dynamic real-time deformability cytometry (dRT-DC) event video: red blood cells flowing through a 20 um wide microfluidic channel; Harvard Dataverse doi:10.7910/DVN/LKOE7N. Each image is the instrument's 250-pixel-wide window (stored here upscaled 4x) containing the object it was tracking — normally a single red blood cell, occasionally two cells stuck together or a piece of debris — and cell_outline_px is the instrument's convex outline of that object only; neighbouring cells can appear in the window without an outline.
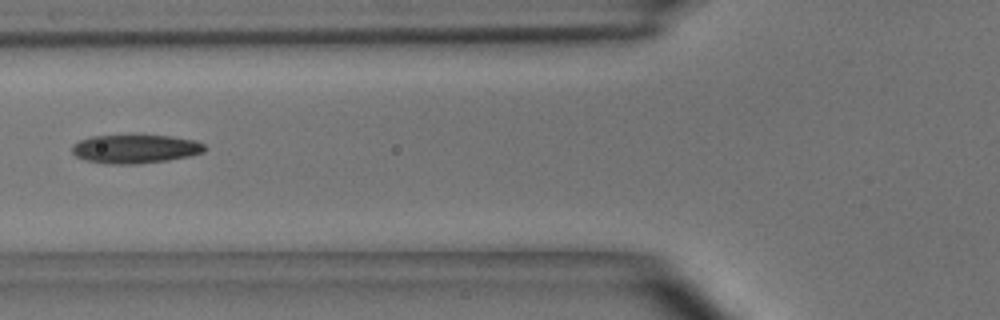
{"species": "common noctule bat (a hibernating species)", "species_latin": "Nyctalus noctula", "temperature_condition": "room temperature", "stored_images_in_passage": 3, "camera_frame_rate_fps": 3000, "um_per_image_px": 0.085, "animal": {"sex": "male", "body_mass_g": 15.6}, "frame": {"image": 1, "passage_image": 3, "time_ms": 0.667, "image_size_px": [1000, 320], "cell_outline_px": [[208, 148], [204, 152], [188, 156], [168, 160], [136, 164], [104, 164], [88, 160], [76, 156], [72, 152], [72, 144], [80, 140], [92, 136], [132, 132], [172, 136], [196, 140], [204, 144]], "centroid_in_image_um": [11.51, 12.6], "position_along_channel_um": 114.3, "area_um2": 23.24}}